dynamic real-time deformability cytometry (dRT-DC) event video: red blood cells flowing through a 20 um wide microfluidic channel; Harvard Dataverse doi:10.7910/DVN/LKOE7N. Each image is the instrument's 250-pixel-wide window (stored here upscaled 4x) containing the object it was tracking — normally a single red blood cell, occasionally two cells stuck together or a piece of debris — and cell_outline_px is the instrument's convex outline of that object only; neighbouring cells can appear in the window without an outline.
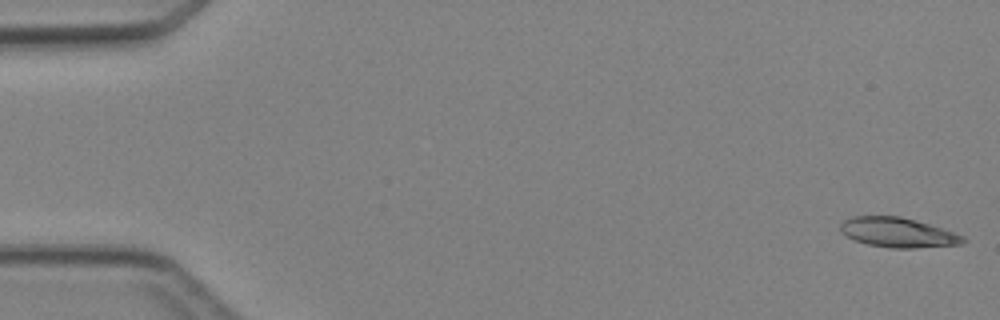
{"species": "Egyptian fruit bat (a non-hibernating species)", "species_latin": "Rousettus aegyptiacus", "temperature_condition": "cold", "stored_images_in_passage": 5, "camera_frame_rate_fps": 3000, "um_per_image_px": 0.085, "animal": {"sex": "female"}, "frame": {"image": 1, "passage_image": 1, "time_ms": 0.0, "image_size_px": [1000, 320], "cell_outline_px": [[968, 240], [964, 244], [916, 248], [888, 248], [868, 244], [856, 240], [840, 232], [840, 224], [844, 220], [852, 216], [900, 216], [928, 224], [964, 236]], "centroid_in_image_um": [76.33, 19.77], "position_along_channel_um": 8.7, "area_um2": 21.15}}